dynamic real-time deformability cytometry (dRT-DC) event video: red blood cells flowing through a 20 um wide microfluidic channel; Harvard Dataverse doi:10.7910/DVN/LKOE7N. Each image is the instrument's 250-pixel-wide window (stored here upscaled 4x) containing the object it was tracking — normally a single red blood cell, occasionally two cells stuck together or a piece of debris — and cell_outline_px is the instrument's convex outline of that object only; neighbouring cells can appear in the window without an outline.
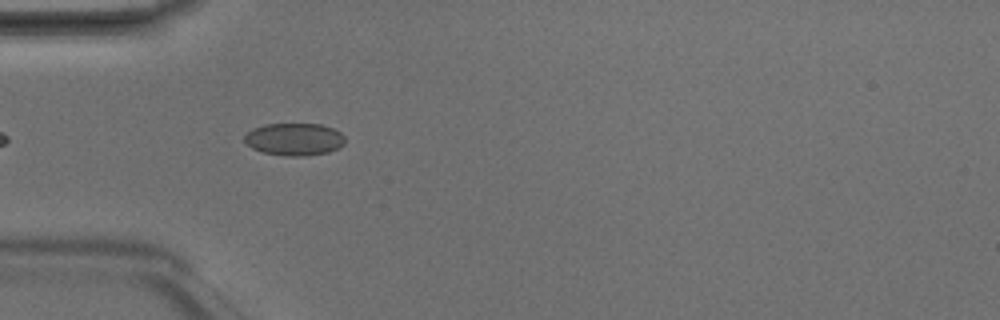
{"species": "Egyptian fruit bat (a non-hibernating species)", "species_latin": "Rousettus aegyptiacus", "temperature_condition": "room temperature", "stored_images_in_passage": 6, "camera_frame_rate_fps": 3000, "um_per_image_px": 0.085, "animal": {"sex": "male"}, "frame": {"image": 1, "passage_image": 5, "time_ms": 1.333, "image_size_px": [1000, 320], "cell_outline_px": [[344, 144], [328, 152], [304, 156], [288, 156], [264, 152], [252, 148], [244, 140], [244, 136], [252, 128], [264, 124], [320, 124], [332, 128], [340, 132], [344, 136]], "centroid_in_image_um": [25.01, 11.83], "position_along_channel_um": 60.0, "area_um2": 18.84}}